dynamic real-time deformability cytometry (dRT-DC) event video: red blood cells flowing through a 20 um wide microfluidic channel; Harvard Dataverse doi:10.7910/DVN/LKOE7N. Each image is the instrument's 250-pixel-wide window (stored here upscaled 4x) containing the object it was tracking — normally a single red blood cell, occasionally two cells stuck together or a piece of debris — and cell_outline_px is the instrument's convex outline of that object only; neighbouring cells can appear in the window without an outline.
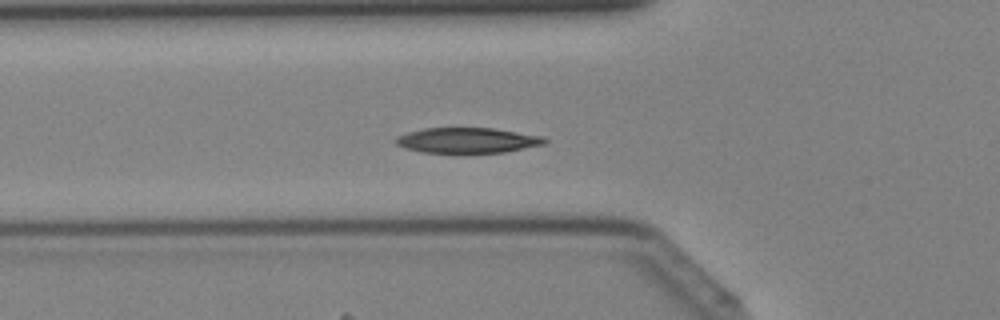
{"species": "Egyptian fruit bat (a non-hibernating species)", "species_latin": "Rousettus aegyptiacus", "temperature_condition": "cold", "stored_images_in_passage": 22, "camera_frame_rate_fps": 3000, "um_per_image_px": 0.085, "animal": {"sex": "female"}, "frame": {"image": 1, "passage_image": 3, "time_ms": 0.667, "image_size_px": [1000, 320], "cell_outline_px": [[548, 140], [544, 144], [504, 152], [424, 152], [404, 148], [396, 144], [392, 140], [396, 136], [408, 132], [424, 128], [492, 128], [544, 136]], "centroid_in_image_um": [39.7, 11.92], "position_along_channel_um": 86.1, "area_um2": 21.85}}
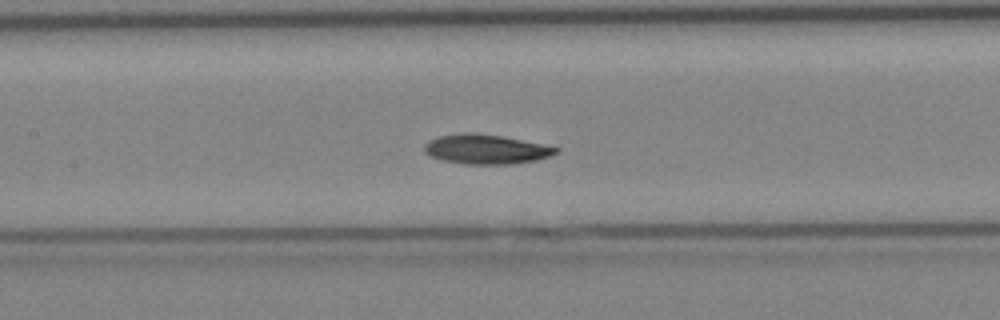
{"frame": {"image": 2, "passage_image": 8, "time_ms": 2.333, "image_size_px": [1000, 320], "cell_outline_px": [[560, 152], [536, 160], [508, 164], [464, 164], [440, 160], [424, 152], [424, 144], [440, 136], [460, 132], [476, 132], [500, 136], [560, 148]], "centroid_in_image_um": [41.28, 12.68], "position_along_channel_um": 166.1, "area_um2": 22.48}}
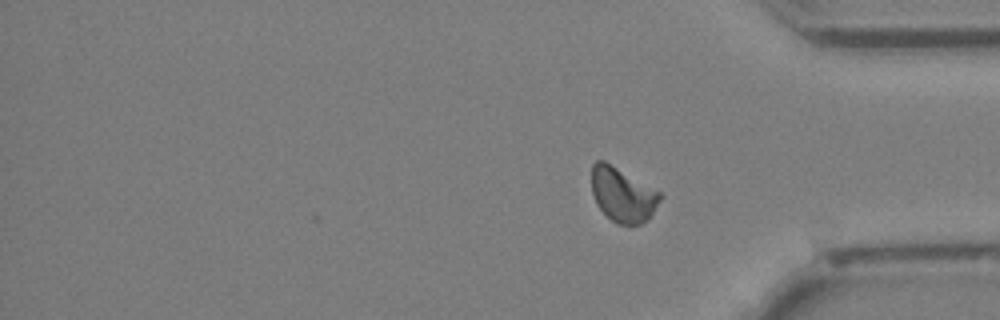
{"frame": {"image": 3, "passage_image": 22, "time_ms": 7.0, "image_size_px": [1000, 320], "cell_outline_px": [[664, 196], [652, 212], [640, 224], [616, 224], [596, 204], [592, 192], [592, 164], [596, 160], [604, 160], [660, 192]], "centroid_in_image_um": [52.9, 16.53], "position_along_channel_um": 382.3, "area_um2": 21.33}}